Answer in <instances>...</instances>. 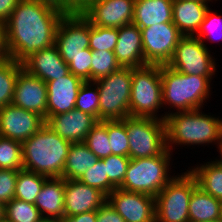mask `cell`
Returning <instances> with one entry per match:
<instances>
[{"instance_id":"obj_47","label":"cell","mask_w":222,"mask_h":222,"mask_svg":"<svg viewBox=\"0 0 222 222\" xmlns=\"http://www.w3.org/2000/svg\"><path fill=\"white\" fill-rule=\"evenodd\" d=\"M97 0H73V13H82L90 4Z\"/></svg>"},{"instance_id":"obj_24","label":"cell","mask_w":222,"mask_h":222,"mask_svg":"<svg viewBox=\"0 0 222 222\" xmlns=\"http://www.w3.org/2000/svg\"><path fill=\"white\" fill-rule=\"evenodd\" d=\"M173 0H135L133 22L139 29L173 23Z\"/></svg>"},{"instance_id":"obj_30","label":"cell","mask_w":222,"mask_h":222,"mask_svg":"<svg viewBox=\"0 0 222 222\" xmlns=\"http://www.w3.org/2000/svg\"><path fill=\"white\" fill-rule=\"evenodd\" d=\"M84 143L99 159L112 155L107 133V120L98 121L86 136Z\"/></svg>"},{"instance_id":"obj_50","label":"cell","mask_w":222,"mask_h":222,"mask_svg":"<svg viewBox=\"0 0 222 222\" xmlns=\"http://www.w3.org/2000/svg\"><path fill=\"white\" fill-rule=\"evenodd\" d=\"M218 152H219V154H220V156H221L220 159L218 158V160L222 162V143L220 144V147H219V151H218Z\"/></svg>"},{"instance_id":"obj_12","label":"cell","mask_w":222,"mask_h":222,"mask_svg":"<svg viewBox=\"0 0 222 222\" xmlns=\"http://www.w3.org/2000/svg\"><path fill=\"white\" fill-rule=\"evenodd\" d=\"M89 44V21L81 13H65L55 35V46L62 59L69 64L70 57L82 53Z\"/></svg>"},{"instance_id":"obj_54","label":"cell","mask_w":222,"mask_h":222,"mask_svg":"<svg viewBox=\"0 0 222 222\" xmlns=\"http://www.w3.org/2000/svg\"><path fill=\"white\" fill-rule=\"evenodd\" d=\"M0 222H9V221H7L6 219H3L2 221H0Z\"/></svg>"},{"instance_id":"obj_15","label":"cell","mask_w":222,"mask_h":222,"mask_svg":"<svg viewBox=\"0 0 222 222\" xmlns=\"http://www.w3.org/2000/svg\"><path fill=\"white\" fill-rule=\"evenodd\" d=\"M134 4L135 0H97L81 14L91 25L120 28L133 22Z\"/></svg>"},{"instance_id":"obj_46","label":"cell","mask_w":222,"mask_h":222,"mask_svg":"<svg viewBox=\"0 0 222 222\" xmlns=\"http://www.w3.org/2000/svg\"><path fill=\"white\" fill-rule=\"evenodd\" d=\"M61 8L65 13H73V0H44Z\"/></svg>"},{"instance_id":"obj_9","label":"cell","mask_w":222,"mask_h":222,"mask_svg":"<svg viewBox=\"0 0 222 222\" xmlns=\"http://www.w3.org/2000/svg\"><path fill=\"white\" fill-rule=\"evenodd\" d=\"M123 121L129 139V158L158 156L167 149L165 121L133 116H128Z\"/></svg>"},{"instance_id":"obj_11","label":"cell","mask_w":222,"mask_h":222,"mask_svg":"<svg viewBox=\"0 0 222 222\" xmlns=\"http://www.w3.org/2000/svg\"><path fill=\"white\" fill-rule=\"evenodd\" d=\"M145 64L167 65L183 36L173 23H161L142 28Z\"/></svg>"},{"instance_id":"obj_41","label":"cell","mask_w":222,"mask_h":222,"mask_svg":"<svg viewBox=\"0 0 222 222\" xmlns=\"http://www.w3.org/2000/svg\"><path fill=\"white\" fill-rule=\"evenodd\" d=\"M18 172L16 170L0 169V201L4 204L14 199Z\"/></svg>"},{"instance_id":"obj_33","label":"cell","mask_w":222,"mask_h":222,"mask_svg":"<svg viewBox=\"0 0 222 222\" xmlns=\"http://www.w3.org/2000/svg\"><path fill=\"white\" fill-rule=\"evenodd\" d=\"M99 91L94 81H85L77 94L75 109L94 116L99 121Z\"/></svg>"},{"instance_id":"obj_37","label":"cell","mask_w":222,"mask_h":222,"mask_svg":"<svg viewBox=\"0 0 222 222\" xmlns=\"http://www.w3.org/2000/svg\"><path fill=\"white\" fill-rule=\"evenodd\" d=\"M118 39V28L100 27L90 24L89 48L95 51L114 52Z\"/></svg>"},{"instance_id":"obj_36","label":"cell","mask_w":222,"mask_h":222,"mask_svg":"<svg viewBox=\"0 0 222 222\" xmlns=\"http://www.w3.org/2000/svg\"><path fill=\"white\" fill-rule=\"evenodd\" d=\"M105 166L104 160L99 159L94 166L84 172L79 181L100 190L108 196L116 187L108 180Z\"/></svg>"},{"instance_id":"obj_44","label":"cell","mask_w":222,"mask_h":222,"mask_svg":"<svg viewBox=\"0 0 222 222\" xmlns=\"http://www.w3.org/2000/svg\"><path fill=\"white\" fill-rule=\"evenodd\" d=\"M97 211L86 212L64 218V222H96Z\"/></svg>"},{"instance_id":"obj_51","label":"cell","mask_w":222,"mask_h":222,"mask_svg":"<svg viewBox=\"0 0 222 222\" xmlns=\"http://www.w3.org/2000/svg\"><path fill=\"white\" fill-rule=\"evenodd\" d=\"M192 1H198V2H203V3H210V1L213 3L212 0H192Z\"/></svg>"},{"instance_id":"obj_28","label":"cell","mask_w":222,"mask_h":222,"mask_svg":"<svg viewBox=\"0 0 222 222\" xmlns=\"http://www.w3.org/2000/svg\"><path fill=\"white\" fill-rule=\"evenodd\" d=\"M48 177L21 169L16 180L14 198L35 204L37 195Z\"/></svg>"},{"instance_id":"obj_53","label":"cell","mask_w":222,"mask_h":222,"mask_svg":"<svg viewBox=\"0 0 222 222\" xmlns=\"http://www.w3.org/2000/svg\"><path fill=\"white\" fill-rule=\"evenodd\" d=\"M206 222H221L220 219L212 220V221H206Z\"/></svg>"},{"instance_id":"obj_18","label":"cell","mask_w":222,"mask_h":222,"mask_svg":"<svg viewBox=\"0 0 222 222\" xmlns=\"http://www.w3.org/2000/svg\"><path fill=\"white\" fill-rule=\"evenodd\" d=\"M97 123L98 120L94 116L78 109L52 115L46 119L47 126L71 143L84 142L88 133Z\"/></svg>"},{"instance_id":"obj_17","label":"cell","mask_w":222,"mask_h":222,"mask_svg":"<svg viewBox=\"0 0 222 222\" xmlns=\"http://www.w3.org/2000/svg\"><path fill=\"white\" fill-rule=\"evenodd\" d=\"M106 201L107 196L100 190L83 184L79 180H65V218L97 211Z\"/></svg>"},{"instance_id":"obj_7","label":"cell","mask_w":222,"mask_h":222,"mask_svg":"<svg viewBox=\"0 0 222 222\" xmlns=\"http://www.w3.org/2000/svg\"><path fill=\"white\" fill-rule=\"evenodd\" d=\"M94 82L99 91V121L123 120L130 116L132 68L121 67Z\"/></svg>"},{"instance_id":"obj_14","label":"cell","mask_w":222,"mask_h":222,"mask_svg":"<svg viewBox=\"0 0 222 222\" xmlns=\"http://www.w3.org/2000/svg\"><path fill=\"white\" fill-rule=\"evenodd\" d=\"M46 120L12 104L0 108V136L23 142L39 131Z\"/></svg>"},{"instance_id":"obj_43","label":"cell","mask_w":222,"mask_h":222,"mask_svg":"<svg viewBox=\"0 0 222 222\" xmlns=\"http://www.w3.org/2000/svg\"><path fill=\"white\" fill-rule=\"evenodd\" d=\"M20 0H0V22L5 23Z\"/></svg>"},{"instance_id":"obj_40","label":"cell","mask_w":222,"mask_h":222,"mask_svg":"<svg viewBox=\"0 0 222 222\" xmlns=\"http://www.w3.org/2000/svg\"><path fill=\"white\" fill-rule=\"evenodd\" d=\"M92 50L86 48L77 56L70 57L69 71L85 81H91Z\"/></svg>"},{"instance_id":"obj_23","label":"cell","mask_w":222,"mask_h":222,"mask_svg":"<svg viewBox=\"0 0 222 222\" xmlns=\"http://www.w3.org/2000/svg\"><path fill=\"white\" fill-rule=\"evenodd\" d=\"M208 9V3L192 0H173L172 22L183 36H195Z\"/></svg>"},{"instance_id":"obj_22","label":"cell","mask_w":222,"mask_h":222,"mask_svg":"<svg viewBox=\"0 0 222 222\" xmlns=\"http://www.w3.org/2000/svg\"><path fill=\"white\" fill-rule=\"evenodd\" d=\"M64 193L65 179L63 177L46 179L35 200V206L42 218L64 220Z\"/></svg>"},{"instance_id":"obj_25","label":"cell","mask_w":222,"mask_h":222,"mask_svg":"<svg viewBox=\"0 0 222 222\" xmlns=\"http://www.w3.org/2000/svg\"><path fill=\"white\" fill-rule=\"evenodd\" d=\"M99 158L84 142L72 143L65 161L62 177L65 180H79L84 172L94 166Z\"/></svg>"},{"instance_id":"obj_21","label":"cell","mask_w":222,"mask_h":222,"mask_svg":"<svg viewBox=\"0 0 222 222\" xmlns=\"http://www.w3.org/2000/svg\"><path fill=\"white\" fill-rule=\"evenodd\" d=\"M114 54L121 67L138 68L146 65L141 30L134 23L118 28Z\"/></svg>"},{"instance_id":"obj_16","label":"cell","mask_w":222,"mask_h":222,"mask_svg":"<svg viewBox=\"0 0 222 222\" xmlns=\"http://www.w3.org/2000/svg\"><path fill=\"white\" fill-rule=\"evenodd\" d=\"M12 105L34 112L47 119V86L40 78L24 69L18 74Z\"/></svg>"},{"instance_id":"obj_27","label":"cell","mask_w":222,"mask_h":222,"mask_svg":"<svg viewBox=\"0 0 222 222\" xmlns=\"http://www.w3.org/2000/svg\"><path fill=\"white\" fill-rule=\"evenodd\" d=\"M199 165L189 169L195 176L198 186L206 193L222 201V162L218 159L215 161L211 159L210 162Z\"/></svg>"},{"instance_id":"obj_52","label":"cell","mask_w":222,"mask_h":222,"mask_svg":"<svg viewBox=\"0 0 222 222\" xmlns=\"http://www.w3.org/2000/svg\"><path fill=\"white\" fill-rule=\"evenodd\" d=\"M220 220L222 222V201H221V212H220Z\"/></svg>"},{"instance_id":"obj_31","label":"cell","mask_w":222,"mask_h":222,"mask_svg":"<svg viewBox=\"0 0 222 222\" xmlns=\"http://www.w3.org/2000/svg\"><path fill=\"white\" fill-rule=\"evenodd\" d=\"M5 219L9 222H39L42 216L35 204L14 198L5 204Z\"/></svg>"},{"instance_id":"obj_3","label":"cell","mask_w":222,"mask_h":222,"mask_svg":"<svg viewBox=\"0 0 222 222\" xmlns=\"http://www.w3.org/2000/svg\"><path fill=\"white\" fill-rule=\"evenodd\" d=\"M71 142L46 124L22 142L23 169L50 177H62Z\"/></svg>"},{"instance_id":"obj_10","label":"cell","mask_w":222,"mask_h":222,"mask_svg":"<svg viewBox=\"0 0 222 222\" xmlns=\"http://www.w3.org/2000/svg\"><path fill=\"white\" fill-rule=\"evenodd\" d=\"M215 59L208 46L196 36H182L167 66L183 74L215 77Z\"/></svg>"},{"instance_id":"obj_19","label":"cell","mask_w":222,"mask_h":222,"mask_svg":"<svg viewBox=\"0 0 222 222\" xmlns=\"http://www.w3.org/2000/svg\"><path fill=\"white\" fill-rule=\"evenodd\" d=\"M83 83L82 79L71 72L66 76L46 82L47 118L75 109L77 94Z\"/></svg>"},{"instance_id":"obj_34","label":"cell","mask_w":222,"mask_h":222,"mask_svg":"<svg viewBox=\"0 0 222 222\" xmlns=\"http://www.w3.org/2000/svg\"><path fill=\"white\" fill-rule=\"evenodd\" d=\"M107 133L112 155L129 157V139L123 120H107Z\"/></svg>"},{"instance_id":"obj_2","label":"cell","mask_w":222,"mask_h":222,"mask_svg":"<svg viewBox=\"0 0 222 222\" xmlns=\"http://www.w3.org/2000/svg\"><path fill=\"white\" fill-rule=\"evenodd\" d=\"M168 112L164 113L167 115L165 120L167 148L171 152L176 145L188 147L216 144L219 150L222 143V118L207 115L202 109L181 112L168 110Z\"/></svg>"},{"instance_id":"obj_29","label":"cell","mask_w":222,"mask_h":222,"mask_svg":"<svg viewBox=\"0 0 222 222\" xmlns=\"http://www.w3.org/2000/svg\"><path fill=\"white\" fill-rule=\"evenodd\" d=\"M22 70V64L11 58L0 61V108L12 103L17 76Z\"/></svg>"},{"instance_id":"obj_6","label":"cell","mask_w":222,"mask_h":222,"mask_svg":"<svg viewBox=\"0 0 222 222\" xmlns=\"http://www.w3.org/2000/svg\"><path fill=\"white\" fill-rule=\"evenodd\" d=\"M131 87L130 116L166 120V114H157L163 107L161 65L132 68Z\"/></svg>"},{"instance_id":"obj_42","label":"cell","mask_w":222,"mask_h":222,"mask_svg":"<svg viewBox=\"0 0 222 222\" xmlns=\"http://www.w3.org/2000/svg\"><path fill=\"white\" fill-rule=\"evenodd\" d=\"M96 222H125V220L115 211L108 201H106L97 210Z\"/></svg>"},{"instance_id":"obj_39","label":"cell","mask_w":222,"mask_h":222,"mask_svg":"<svg viewBox=\"0 0 222 222\" xmlns=\"http://www.w3.org/2000/svg\"><path fill=\"white\" fill-rule=\"evenodd\" d=\"M105 162V170L108 180L116 187L119 188L126 176L127 167L130 158L128 156L109 155L103 158Z\"/></svg>"},{"instance_id":"obj_5","label":"cell","mask_w":222,"mask_h":222,"mask_svg":"<svg viewBox=\"0 0 222 222\" xmlns=\"http://www.w3.org/2000/svg\"><path fill=\"white\" fill-rule=\"evenodd\" d=\"M172 155L167 148L158 156L130 158L126 176L119 188L156 197L175 177V174L172 176L170 175L172 172H169Z\"/></svg>"},{"instance_id":"obj_8","label":"cell","mask_w":222,"mask_h":222,"mask_svg":"<svg viewBox=\"0 0 222 222\" xmlns=\"http://www.w3.org/2000/svg\"><path fill=\"white\" fill-rule=\"evenodd\" d=\"M197 185L189 170L175 175L155 197L156 222H189V201Z\"/></svg>"},{"instance_id":"obj_48","label":"cell","mask_w":222,"mask_h":222,"mask_svg":"<svg viewBox=\"0 0 222 222\" xmlns=\"http://www.w3.org/2000/svg\"><path fill=\"white\" fill-rule=\"evenodd\" d=\"M5 219V204L0 201V221Z\"/></svg>"},{"instance_id":"obj_49","label":"cell","mask_w":222,"mask_h":222,"mask_svg":"<svg viewBox=\"0 0 222 222\" xmlns=\"http://www.w3.org/2000/svg\"><path fill=\"white\" fill-rule=\"evenodd\" d=\"M39 222H64V220L55 218H42Z\"/></svg>"},{"instance_id":"obj_4","label":"cell","mask_w":222,"mask_h":222,"mask_svg":"<svg viewBox=\"0 0 222 222\" xmlns=\"http://www.w3.org/2000/svg\"><path fill=\"white\" fill-rule=\"evenodd\" d=\"M213 77L180 73L167 65H161L162 103L164 109L176 112L202 109L211 94ZM175 108V109H174Z\"/></svg>"},{"instance_id":"obj_1","label":"cell","mask_w":222,"mask_h":222,"mask_svg":"<svg viewBox=\"0 0 222 222\" xmlns=\"http://www.w3.org/2000/svg\"><path fill=\"white\" fill-rule=\"evenodd\" d=\"M65 12L44 0H20L5 22L10 58L22 64L37 51L55 45Z\"/></svg>"},{"instance_id":"obj_45","label":"cell","mask_w":222,"mask_h":222,"mask_svg":"<svg viewBox=\"0 0 222 222\" xmlns=\"http://www.w3.org/2000/svg\"><path fill=\"white\" fill-rule=\"evenodd\" d=\"M10 55L7 48L5 23L0 22V61L9 59Z\"/></svg>"},{"instance_id":"obj_13","label":"cell","mask_w":222,"mask_h":222,"mask_svg":"<svg viewBox=\"0 0 222 222\" xmlns=\"http://www.w3.org/2000/svg\"><path fill=\"white\" fill-rule=\"evenodd\" d=\"M107 201L125 222H156L153 196L115 188L107 196Z\"/></svg>"},{"instance_id":"obj_38","label":"cell","mask_w":222,"mask_h":222,"mask_svg":"<svg viewBox=\"0 0 222 222\" xmlns=\"http://www.w3.org/2000/svg\"><path fill=\"white\" fill-rule=\"evenodd\" d=\"M211 10L212 9L209 7L205 18L201 23L198 32L195 35L204 43V38H208V40H211V42L222 40V16L218 15L217 12H213Z\"/></svg>"},{"instance_id":"obj_26","label":"cell","mask_w":222,"mask_h":222,"mask_svg":"<svg viewBox=\"0 0 222 222\" xmlns=\"http://www.w3.org/2000/svg\"><path fill=\"white\" fill-rule=\"evenodd\" d=\"M221 200L206 193L198 185L189 201V222H206L220 219Z\"/></svg>"},{"instance_id":"obj_32","label":"cell","mask_w":222,"mask_h":222,"mask_svg":"<svg viewBox=\"0 0 222 222\" xmlns=\"http://www.w3.org/2000/svg\"><path fill=\"white\" fill-rule=\"evenodd\" d=\"M0 169H23L22 142L0 136Z\"/></svg>"},{"instance_id":"obj_35","label":"cell","mask_w":222,"mask_h":222,"mask_svg":"<svg viewBox=\"0 0 222 222\" xmlns=\"http://www.w3.org/2000/svg\"><path fill=\"white\" fill-rule=\"evenodd\" d=\"M120 68L114 52L92 50L91 81L108 76Z\"/></svg>"},{"instance_id":"obj_20","label":"cell","mask_w":222,"mask_h":222,"mask_svg":"<svg viewBox=\"0 0 222 222\" xmlns=\"http://www.w3.org/2000/svg\"><path fill=\"white\" fill-rule=\"evenodd\" d=\"M23 69L45 83L70 73L68 64L60 56L55 45L37 51L22 63Z\"/></svg>"}]
</instances>
